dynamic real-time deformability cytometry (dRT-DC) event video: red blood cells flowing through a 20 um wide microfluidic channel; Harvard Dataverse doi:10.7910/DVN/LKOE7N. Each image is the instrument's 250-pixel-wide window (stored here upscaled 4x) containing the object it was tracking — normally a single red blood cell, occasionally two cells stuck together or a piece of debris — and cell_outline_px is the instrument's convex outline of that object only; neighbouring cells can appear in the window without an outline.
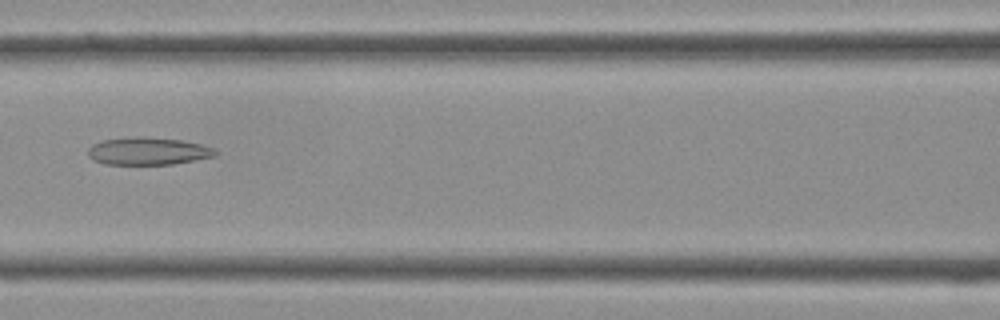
{"species": "Egyptian fruit bat (a non-hibernating species)", "species_latin": "Rousettus aegyptiacus", "temperature_condition": "cold", "stored_images_in_passage": 41, "camera_frame_rate_fps": 3000, "um_per_image_px": 0.085, "frame": {"image": 1, "passage_image": 18, "time_ms": 5.667, "image_size_px": [1000, 320], "cell_outline_px": [[216, 156], [196, 160], [172, 164], [104, 164], [92, 160], [88, 156], [88, 148], [92, 144], [104, 140], [136, 136], [144, 136], [180, 140], [200, 144], [212, 148], [216, 152]], "centroid_in_image_um": [12.54, 12.84], "position_along_channel_um": 154.1, "area_um2": 20.4}}
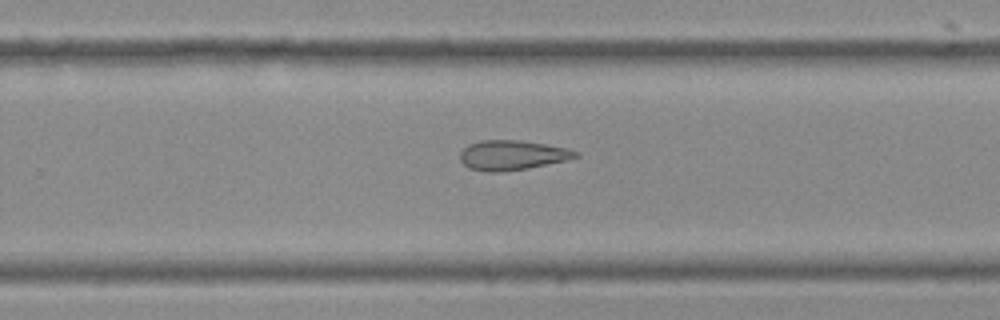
{"frame": {"image": 2, "passage_image": 26, "time_ms": 8.333, "image_size_px": [1000, 320], "cell_outline_px": [[580, 156], [568, 160], [528, 168], [500, 172], [484, 172], [468, 168], [460, 160], [460, 152], [468, 144], [480, 140], [520, 140], [568, 148], [580, 152]], "centroid_in_image_um": [43.54, 13.19], "position_along_channel_um": 286.3, "area_um2": 20.23}}
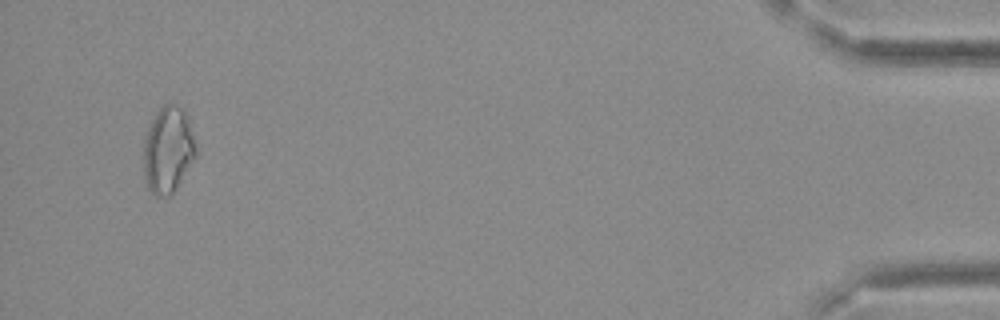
{"frame": {"image": 3, "passage_image": 39, "time_ms": 12.667, "image_size_px": [1000, 320], "cell_outline_px": [[196, 156], [176, 188], [168, 196], [156, 196], [148, 188], [144, 180], [144, 136], [156, 112], [164, 104], [176, 104], [184, 108], [188, 116], [196, 148]], "centroid_in_image_um": [14.28, 12.71], "position_along_channel_um": 420.9, "area_um2": 26.36}}